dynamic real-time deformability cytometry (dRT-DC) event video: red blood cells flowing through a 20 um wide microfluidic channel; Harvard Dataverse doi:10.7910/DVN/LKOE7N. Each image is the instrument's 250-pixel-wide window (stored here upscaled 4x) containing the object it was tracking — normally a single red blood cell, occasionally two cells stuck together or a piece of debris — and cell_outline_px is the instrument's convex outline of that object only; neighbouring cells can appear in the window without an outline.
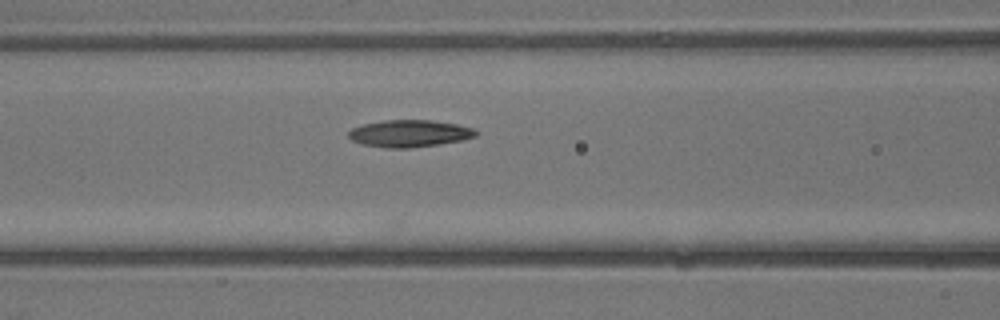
{"species": "common noctule bat (a hibernating species)", "species_latin": "Nyctalus noctula", "temperature_condition": "warm", "stored_images_in_passage": 17, "camera_frame_rate_fps": 3000, "um_per_image_px": 0.085, "animal": {"sex": "male", "body_mass_g": 13.3}, "frame": {"image": 1, "passage_image": 13, "time_ms": 4.0, "image_size_px": [1000, 320], "cell_outline_px": [[480, 132], [476, 136], [460, 140], [440, 144], [408, 148], [388, 148], [364, 144], [352, 140], [348, 136], [348, 132], [352, 128], [364, 124], [384, 120], [432, 120], [456, 124], [472, 128]], "centroid_in_image_um": [34.81, 11.34], "position_along_channel_um": 131.8, "area_um2": 19.94}}
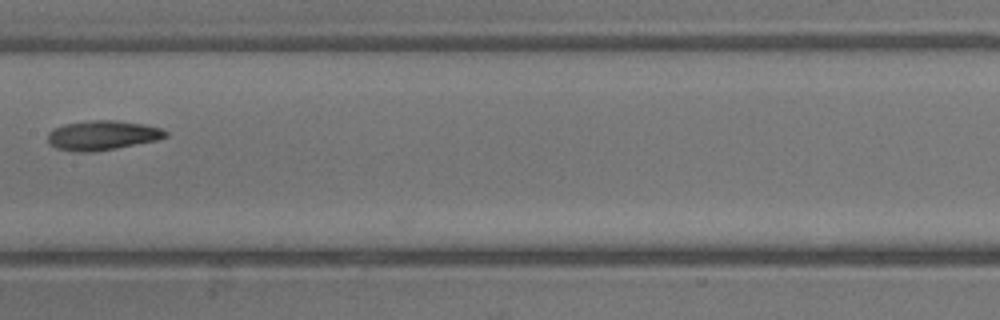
{"frame": {"image": 2, "passage_image": 16, "time_ms": 5.0, "image_size_px": [1000, 320], "cell_outline_px": [[168, 136], [156, 140], [116, 148], [92, 152], [72, 152], [56, 148], [48, 144], [48, 132], [64, 124], [88, 120], [116, 120], [144, 124], [160, 128], [168, 132]], "centroid_in_image_um": [8.68, 11.5], "position_along_channel_um": 198.7, "area_um2": 20.35}}